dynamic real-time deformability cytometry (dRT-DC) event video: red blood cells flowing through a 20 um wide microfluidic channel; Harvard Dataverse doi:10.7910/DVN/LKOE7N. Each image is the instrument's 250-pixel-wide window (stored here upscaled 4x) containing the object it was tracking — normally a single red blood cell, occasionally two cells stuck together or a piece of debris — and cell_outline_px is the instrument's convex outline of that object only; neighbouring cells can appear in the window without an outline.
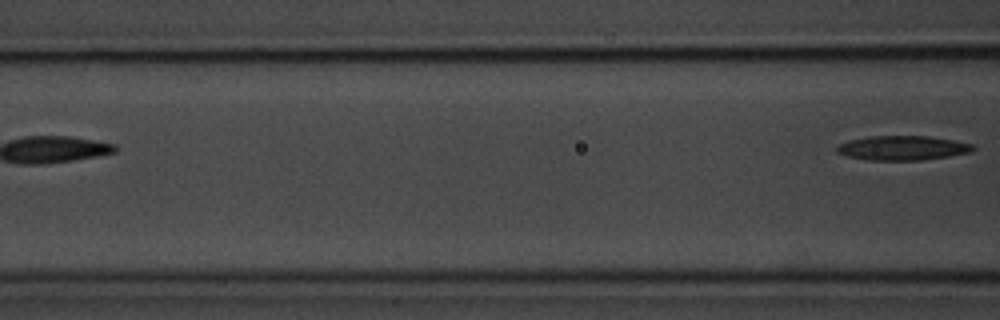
{"species": "common noctule bat (a hibernating species)", "species_latin": "Nyctalus noctula", "temperature_condition": "room temperature", "stored_images_in_passage": 4, "camera_frame_rate_fps": 3000, "um_per_image_px": 0.085, "animal": {"sex": "male", "body_mass_g": 20.1, "forearm_length_mm": 53.5}, "frame": {"image": 1, "passage_image": 4, "time_ms": 3.667, "image_size_px": [1000, 320], "cell_outline_px": [[976, 148], [972, 152], [948, 156], [920, 160], [868, 160], [848, 156], [836, 152], [836, 148], [840, 144], [852, 140], [868, 136], [928, 136], [952, 140], [972, 144]], "centroid_in_image_um": [76.74, 12.58], "position_along_channel_um": 89.9, "area_um2": 19.19}}